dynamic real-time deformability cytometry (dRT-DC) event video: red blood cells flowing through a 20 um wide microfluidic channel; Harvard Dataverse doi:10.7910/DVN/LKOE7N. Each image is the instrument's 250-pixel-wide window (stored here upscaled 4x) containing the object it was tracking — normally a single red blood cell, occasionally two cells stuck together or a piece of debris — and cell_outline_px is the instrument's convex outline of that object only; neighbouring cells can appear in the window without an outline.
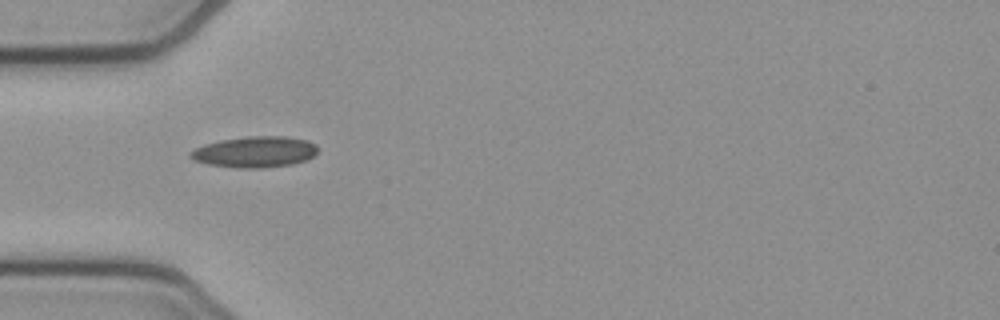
{"species": "common noctule bat (a hibernating species)", "species_latin": "Nyctalus noctula", "temperature_condition": "cold", "stored_images_in_passage": 38, "camera_frame_rate_fps": 3000, "um_per_image_px": 0.085, "animal": {"sex": "female", "body_mass_g": 21.9}, "frame": {"image": 1, "passage_image": 1, "time_ms": 0.0, "image_size_px": [1000, 320], "cell_outline_px": [[316, 152], [312, 156], [304, 160], [292, 164], [260, 168], [236, 168], [208, 164], [192, 160], [188, 156], [196, 148], [204, 144], [220, 140], [248, 136], [288, 136], [308, 140], [316, 144]], "centroid_in_image_um": [21.65, 12.9], "position_along_channel_um": 63.4, "area_um2": 23.0}}
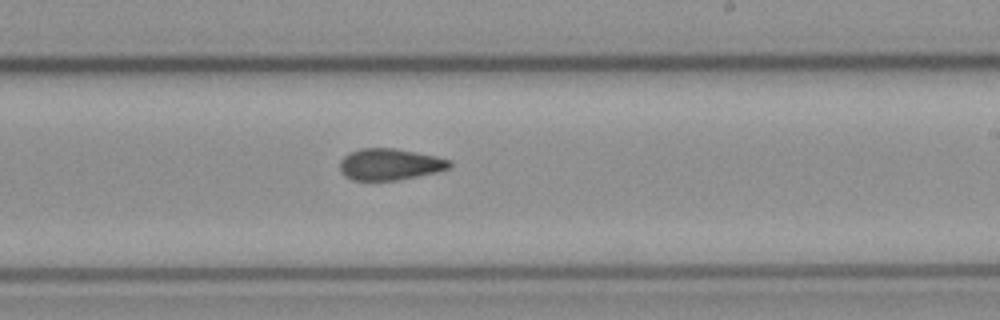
{"frame": {"image": 2, "passage_image": 16, "time_ms": 5.0, "image_size_px": [1000, 320], "cell_outline_px": [[452, 164], [448, 168], [436, 172], [396, 180], [352, 180], [344, 176], [340, 172], [340, 160], [344, 156], [360, 148], [396, 148], [436, 156], [452, 160]], "centroid_in_image_um": [33.12, 13.96], "position_along_channel_um": 255.9, "area_um2": 20.11}}
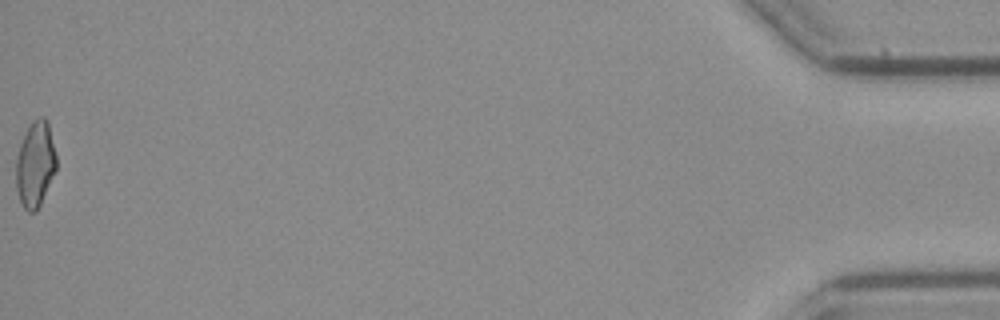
{"frame": {"image": 3, "passage_image": 38, "time_ms": 12.333, "image_size_px": [1000, 320], "cell_outline_px": [[56, 172], [36, 212], [28, 212], [24, 208], [20, 200], [16, 188], [16, 156], [20, 144], [32, 120], [40, 116], [44, 116], [48, 120], [56, 152]], "centroid_in_image_um": [3.01, 13.94], "position_along_channel_um": 432.2, "area_um2": 20.35}, "authors_computed_cell_mechanics": {"area_um2": 20.4034, "velocity_mm_per_s": 3.8448, "shape_relaxation_time_tau1_ms": null, "shape_relaxation_time_tau2_ms": 3.3414, "deformation_change_tau1": null, "deformation_change_tau2": 0.1054}}